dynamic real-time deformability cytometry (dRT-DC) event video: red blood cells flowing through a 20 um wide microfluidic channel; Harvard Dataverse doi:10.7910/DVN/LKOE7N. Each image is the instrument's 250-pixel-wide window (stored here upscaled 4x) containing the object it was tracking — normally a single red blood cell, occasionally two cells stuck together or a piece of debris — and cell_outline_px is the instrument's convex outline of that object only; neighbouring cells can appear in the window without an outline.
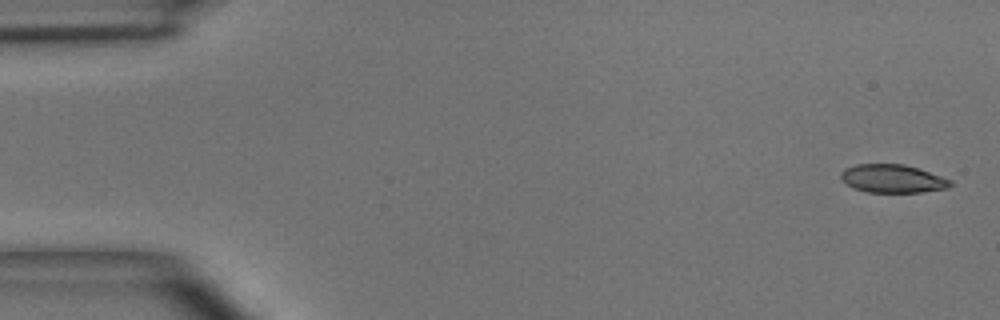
{"species": "common noctule bat (a hibernating species)", "species_latin": "Nyctalus noctula", "temperature_condition": "room temperature", "stored_images_in_passage": 4, "camera_frame_rate_fps": 3000, "um_per_image_px": 0.085, "animal": {"sex": "male", "body_mass_g": 15.6}, "frame": {"image": 1, "passage_image": 1, "time_ms": 0.0, "image_size_px": [1000, 320], "cell_outline_px": [[952, 184], [948, 188], [920, 192], [868, 192], [852, 188], [840, 176], [840, 172], [844, 168], [856, 164], [904, 164], [952, 180]], "centroid_in_image_um": [75.84, 15.18], "position_along_channel_um": 9.2, "area_um2": 17.86}}
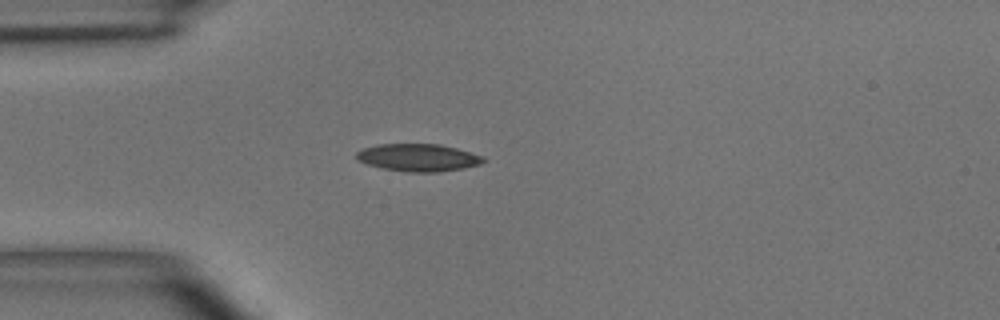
{"frame": {"image": 2, "passage_image": 4, "time_ms": 4.0, "image_size_px": [1000, 320], "cell_outline_px": [[488, 160], [480, 164], [464, 168], [440, 172], [408, 172], [380, 168], [356, 160], [356, 152], [364, 148], [376, 144], [440, 144], [456, 148], [484, 156]], "centroid_in_image_um": [35.56, 13.4], "position_along_channel_um": 49.4, "area_um2": 20.52}}